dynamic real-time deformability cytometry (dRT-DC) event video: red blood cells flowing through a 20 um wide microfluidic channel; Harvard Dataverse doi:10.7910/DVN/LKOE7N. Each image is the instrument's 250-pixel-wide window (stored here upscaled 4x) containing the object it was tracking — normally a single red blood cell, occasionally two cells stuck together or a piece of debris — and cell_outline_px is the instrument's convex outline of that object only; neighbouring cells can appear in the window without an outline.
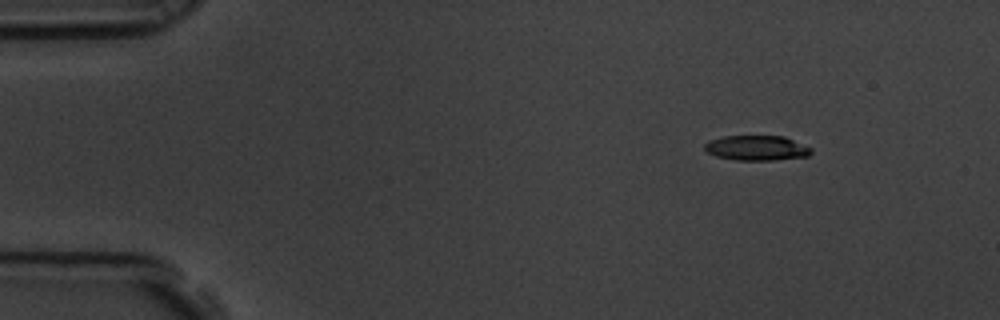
{"species": "common noctule bat (a hibernating species)", "species_latin": "Nyctalus noctula", "temperature_condition": "room temperature", "stored_images_in_passage": 6, "camera_frame_rate_fps": 3000, "um_per_image_px": 0.085, "animal": {"sex": "male", "body_mass_g": 19.5, "forearm_length_mm": 54.6}, "frame": {"image": 1, "passage_image": 3, "time_ms": 0.667, "image_size_px": [1000, 320], "cell_outline_px": [[812, 152], [808, 156], [772, 160], [736, 160], [716, 156], [708, 152], [704, 148], [704, 144], [708, 140], [724, 136], [784, 136], [812, 148]], "centroid_in_image_um": [64.31, 12.57], "position_along_channel_um": 20.7, "area_um2": 15.49}}
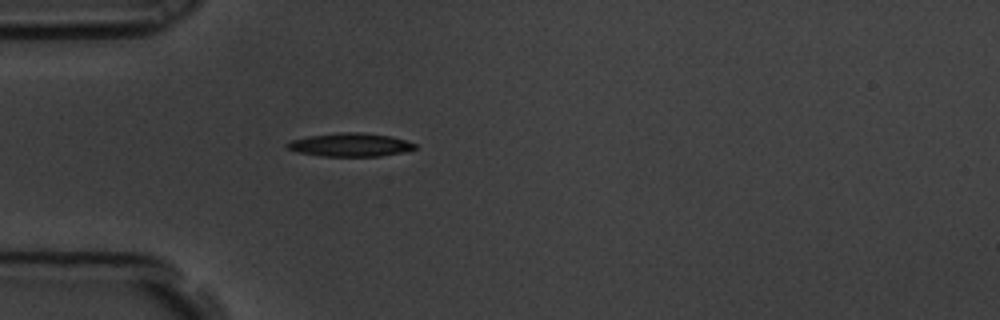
{"frame": {"image": 2, "passage_image": 6, "time_ms": 1.667, "image_size_px": [1000, 320], "cell_outline_px": [[416, 148], [404, 152], [380, 156], [320, 156], [296, 152], [288, 148], [284, 144], [292, 140], [308, 136], [336, 132], [360, 132], [392, 136], [416, 144]], "centroid_in_image_um": [29.75, 12.3], "position_along_channel_um": 55.3, "area_um2": 17.51}}